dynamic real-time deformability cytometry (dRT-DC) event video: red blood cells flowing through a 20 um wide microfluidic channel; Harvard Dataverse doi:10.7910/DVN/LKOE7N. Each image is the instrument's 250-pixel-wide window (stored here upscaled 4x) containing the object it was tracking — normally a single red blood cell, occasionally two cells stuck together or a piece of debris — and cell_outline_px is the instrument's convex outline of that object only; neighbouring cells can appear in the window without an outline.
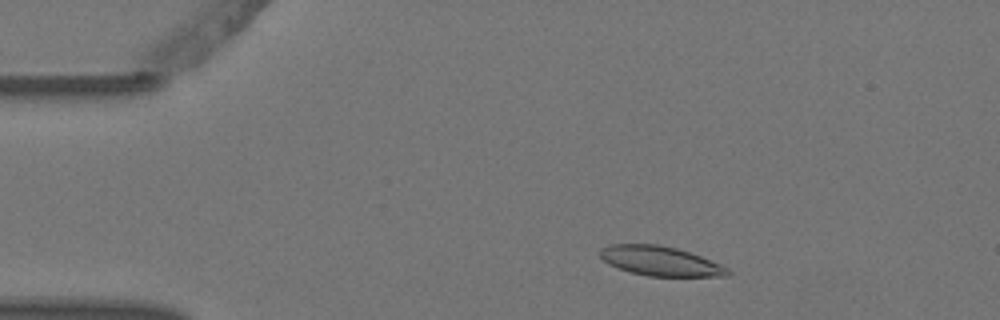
{"species": "Egyptian fruit bat (a non-hibernating species)", "species_latin": "Rousettus aegyptiacus", "temperature_condition": "warm", "stored_images_in_passage": 4, "camera_frame_rate_fps": 3000, "um_per_image_px": 0.085, "animal": {"sex": "female"}, "frame": {"image": 1, "passage_image": 2, "time_ms": 0.333, "image_size_px": [1000, 320], "cell_outline_px": [[732, 272], [728, 276], [648, 276], [616, 268], [608, 264], [600, 256], [600, 248], [608, 244], [656, 244], [676, 248], [700, 256], [720, 264], [728, 268]], "centroid_in_image_um": [56.1, 22.19], "position_along_channel_um": 28.9, "area_um2": 21.91}}
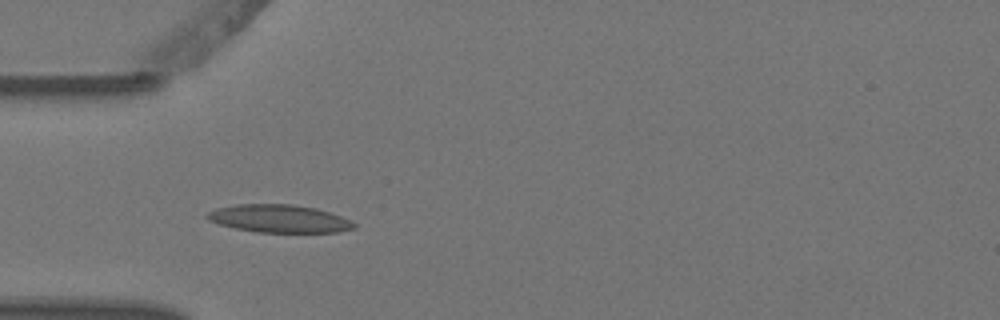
{"frame": {"image": 2, "passage_image": 4, "time_ms": 1.0, "image_size_px": [1000, 320], "cell_outline_px": [[356, 228], [340, 232], [256, 232], [236, 228], [220, 224], [208, 220], [204, 216], [208, 212], [216, 208], [236, 204], [292, 204], [316, 208], [352, 220], [356, 224]], "centroid_in_image_um": [23.74, 18.58], "position_along_channel_um": 61.3, "area_um2": 23.87}}